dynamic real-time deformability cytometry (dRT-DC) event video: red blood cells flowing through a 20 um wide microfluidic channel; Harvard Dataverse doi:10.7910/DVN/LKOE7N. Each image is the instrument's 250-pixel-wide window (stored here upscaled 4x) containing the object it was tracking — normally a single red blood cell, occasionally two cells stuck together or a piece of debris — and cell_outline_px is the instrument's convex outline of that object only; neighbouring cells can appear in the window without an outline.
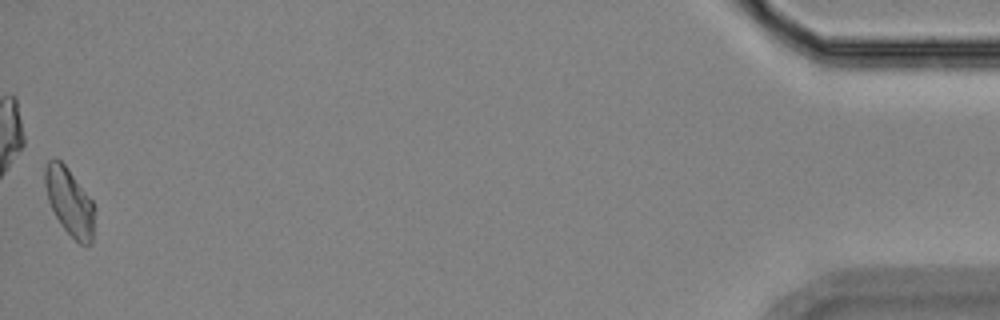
{"species": "Egyptian fruit bat (a non-hibernating species)", "species_latin": "Rousettus aegyptiacus", "temperature_condition": "room temperature", "stored_images_in_passage": 54, "camera_frame_rate_fps": 3000, "um_per_image_px": 0.085, "animal": {"sex": "female"}, "frame": {"image": 1, "passage_image": 54, "time_ms": 17.667, "image_size_px": [1000, 320], "cell_outline_px": [[92, 244], [80, 244], [60, 224], [48, 200], [44, 184], [44, 168], [48, 160], [60, 160], [64, 164], [92, 200]], "centroid_in_image_um": [5.86, 17.12], "position_along_channel_um": 429.3, "area_um2": 18.79}, "authors_computed_cell_mechanics": {"area_um2": 19.4786, "velocity_mm_per_s": 3.5819, "shape_relaxation_time_tau1_ms": null, "shape_relaxation_time_tau2_ms": 5.4696, "deformation_change_tau1": null, "deformation_change_tau2": 0.1058}}